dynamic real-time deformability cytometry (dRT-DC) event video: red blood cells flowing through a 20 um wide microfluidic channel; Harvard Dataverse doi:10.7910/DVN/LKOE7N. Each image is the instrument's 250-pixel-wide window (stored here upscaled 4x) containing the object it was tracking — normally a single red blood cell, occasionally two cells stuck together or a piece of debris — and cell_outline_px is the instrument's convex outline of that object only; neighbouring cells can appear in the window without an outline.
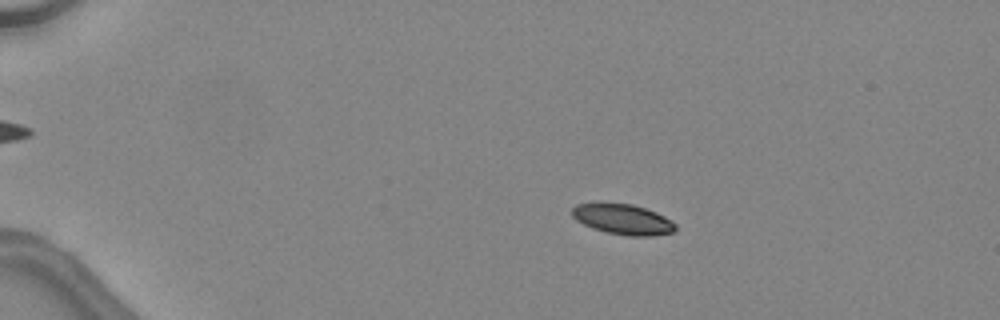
{"species": "common noctule bat (a hibernating species)", "species_latin": "Nyctalus noctula", "temperature_condition": "warm", "stored_images_in_passage": 48, "camera_frame_rate_fps": 3000, "um_per_image_px": 0.085, "animal": {"sex": "female", "body_mass_g": 24.6, "forearm_length_mm": 56.2}, "frame": {"image": 1, "passage_image": 11, "time_ms": 3.333, "image_size_px": [1000, 320], "cell_outline_px": [[676, 228], [672, 232], [652, 236], [628, 236], [608, 232], [592, 228], [576, 220], [572, 216], [572, 208], [576, 204], [632, 204], [656, 212], [672, 220], [676, 224]], "centroid_in_image_um": [52.97, 18.65], "position_along_channel_um": 32.0, "area_um2": 18.03}}
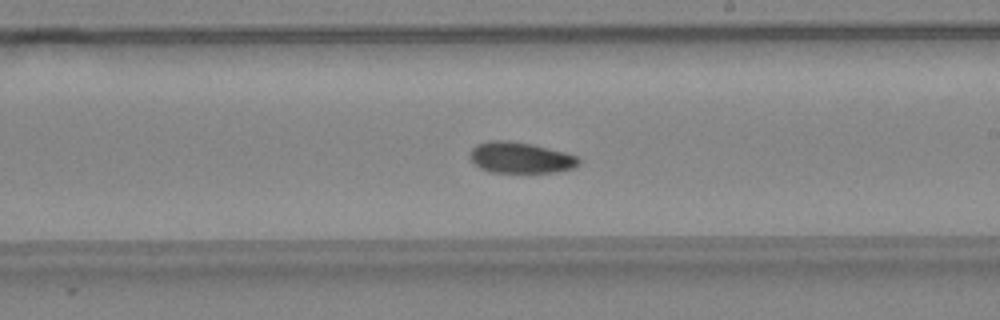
{"frame": {"image": 2, "passage_image": 31, "time_ms": 10.0, "image_size_px": [1000, 320], "cell_outline_px": [[580, 164], [576, 168], [556, 172], [492, 172], [480, 168], [468, 156], [468, 152], [476, 144], [488, 140], [508, 140], [532, 144], [564, 152], [576, 156], [580, 160]], "centroid_in_image_um": [44.23, 13.39], "position_along_channel_um": 244.8, "area_um2": 19.83}}
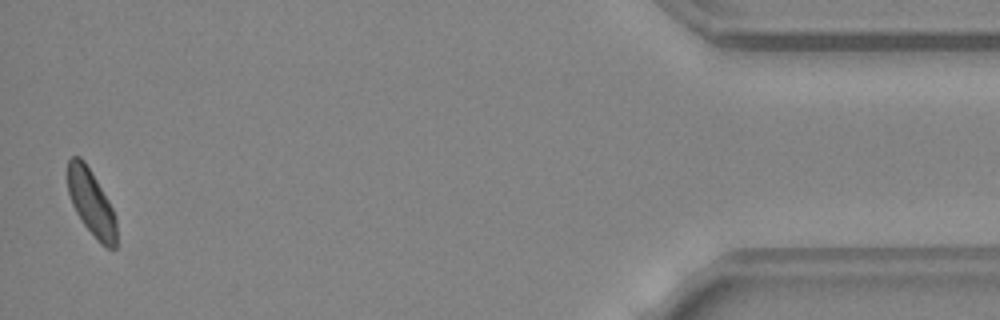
{"frame": {"image": 3, "passage_image": 48, "time_ms": 15.667, "image_size_px": [1000, 320], "cell_outline_px": [[116, 248], [104, 248], [100, 244], [84, 224], [76, 212], [72, 204], [68, 192], [68, 160], [72, 156], [80, 156], [84, 160], [92, 172], [108, 200], [116, 216]], "centroid_in_image_um": [7.76, 17.24], "position_along_channel_um": 427.4, "area_um2": 18.73}, "authors_computed_cell_mechanics": {"area_um2": 19.363, "velocity_mm_per_s": 4.5133, "shape_relaxation_time_tau1_ms": null, "shape_relaxation_time_tau2_ms": 8.3689, "deformation_change_tau1": null, "deformation_change_tau2": 0.1397}}